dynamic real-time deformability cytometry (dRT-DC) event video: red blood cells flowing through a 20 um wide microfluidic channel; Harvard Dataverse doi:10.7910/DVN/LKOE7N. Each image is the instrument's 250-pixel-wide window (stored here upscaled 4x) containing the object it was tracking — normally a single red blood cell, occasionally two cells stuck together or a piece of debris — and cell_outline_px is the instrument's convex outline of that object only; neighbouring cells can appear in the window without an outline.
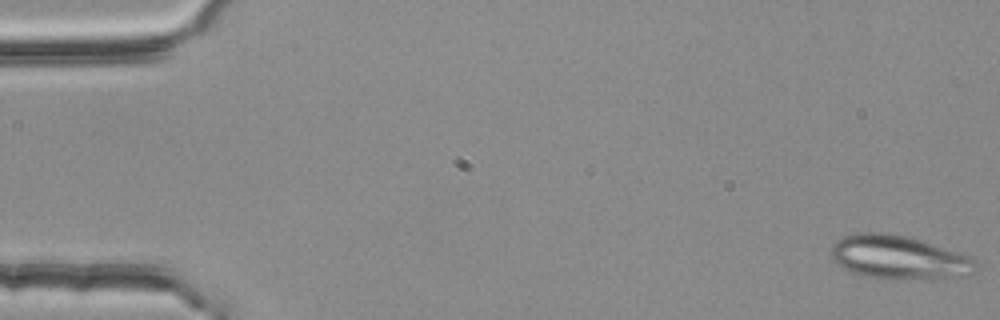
{"species": "common noctule bat (a hibernating species)", "species_latin": "Nyctalus noctula", "temperature_condition": "room temperature", "stored_images_in_passage": 53, "segment_of_instrument_passage": [1, 2], "camera_frame_rate_fps": 3000, "um_per_image_px": 0.085, "animal": {"sex": "female", "body_mass_g": 25.1}, "frame": {"image": 1, "passage_image": 1, "time_ms": 0.0, "image_size_px": [1000, 320], "cell_outline_px": [[980, 268], [972, 272], [940, 280], [884, 280], [852, 272], [844, 268], [832, 260], [832, 244], [836, 240], [844, 236], [860, 232], [888, 232], [920, 240], [972, 256], [976, 260]], "centroid_in_image_um": [76.43, 21.9], "position_along_channel_um": 8.6, "area_um2": 37.45}}